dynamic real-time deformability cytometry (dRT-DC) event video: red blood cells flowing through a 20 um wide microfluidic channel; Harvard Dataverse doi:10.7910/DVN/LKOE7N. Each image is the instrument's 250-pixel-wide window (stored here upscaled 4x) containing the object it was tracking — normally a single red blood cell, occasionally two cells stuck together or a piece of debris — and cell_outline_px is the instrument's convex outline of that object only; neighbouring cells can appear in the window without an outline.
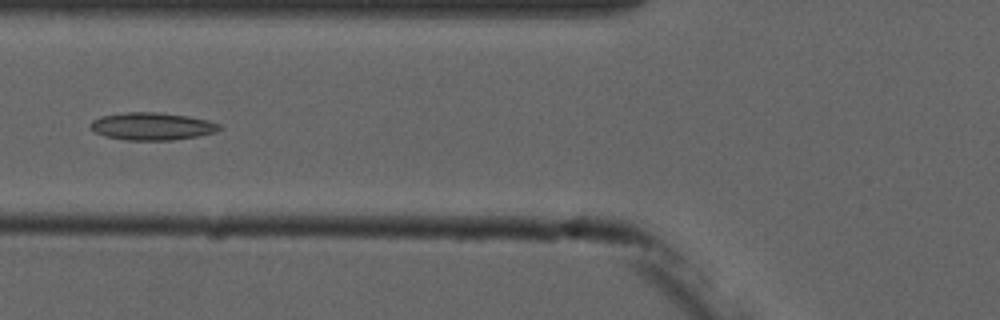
{"species": "common noctule bat (a hibernating species)", "species_latin": "Nyctalus noctula", "temperature_condition": "cold", "stored_images_in_passage": 5, "camera_frame_rate_fps": 3000, "um_per_image_px": 0.085, "animal": {"sex": "male", "forearm_length_mm": 52.5}, "frame": {"image": 1, "passage_image": 5, "time_ms": 5.667, "image_size_px": [1000, 320], "cell_outline_px": [[224, 128], [216, 132], [196, 136], [172, 140], [124, 140], [104, 136], [96, 132], [92, 128], [92, 120], [100, 116], [124, 112], [156, 112], [188, 116], [208, 120], [220, 124]], "centroid_in_image_um": [12.95, 10.73], "position_along_channel_um": 112.9, "area_um2": 20.69}}